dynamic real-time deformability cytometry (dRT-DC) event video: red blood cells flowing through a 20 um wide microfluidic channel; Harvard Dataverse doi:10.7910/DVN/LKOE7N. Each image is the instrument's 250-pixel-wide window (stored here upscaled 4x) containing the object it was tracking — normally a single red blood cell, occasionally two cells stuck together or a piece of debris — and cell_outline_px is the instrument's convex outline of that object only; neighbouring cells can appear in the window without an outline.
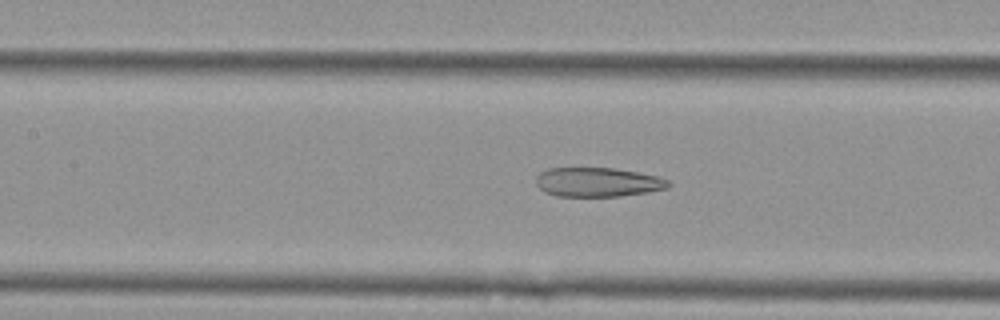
{"species": "Egyptian fruit bat (a non-hibernating species)", "species_latin": "Rousettus aegyptiacus", "temperature_condition": "cold", "stored_images_in_passage": 46, "camera_frame_rate_fps": 3000, "um_per_image_px": 0.085, "animal": {"sex": "female"}, "frame": {"image": 1, "passage_image": 15, "time_ms": 4.667, "image_size_px": [1000, 320], "cell_outline_px": [[672, 184], [668, 188], [648, 192], [620, 196], [556, 196], [544, 192], [536, 184], [536, 176], [540, 172], [548, 168], [612, 168], [660, 176], [668, 180]], "centroid_in_image_um": [50.82, 15.48], "position_along_channel_um": 156.6, "area_um2": 22.66}}
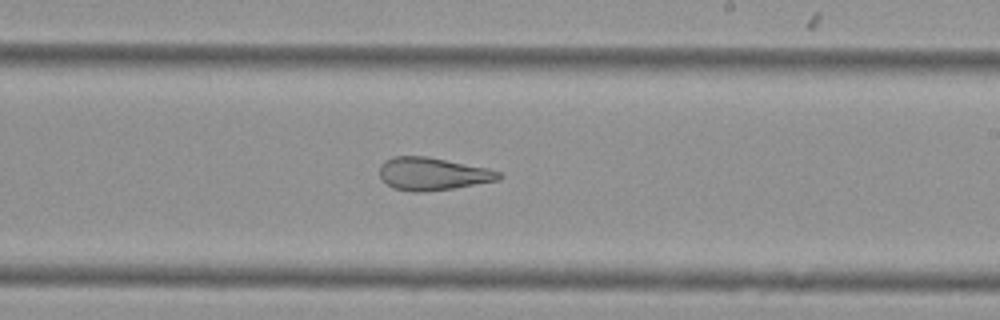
{"frame": {"image": 2, "passage_image": 23, "time_ms": 7.333, "image_size_px": [1000, 320], "cell_outline_px": [[504, 176], [500, 180], [452, 188], [416, 192], [412, 192], [392, 188], [380, 176], [380, 164], [384, 160], [392, 156], [428, 156], [488, 168], [500, 172]], "centroid_in_image_um": [36.78, 14.76], "position_along_channel_um": 252.2, "area_um2": 22.77}}
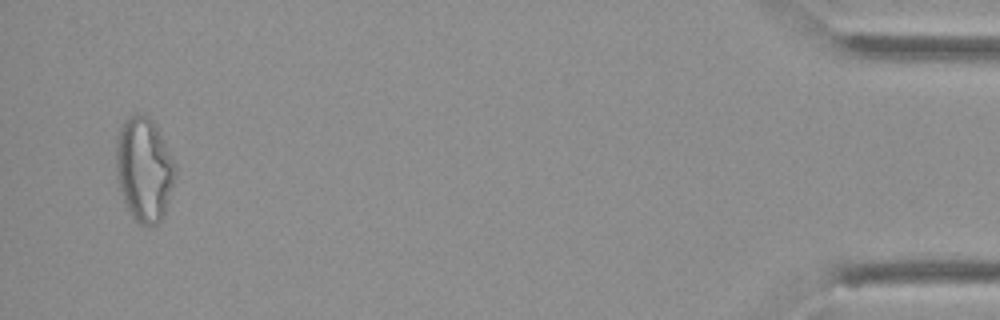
{"frame": {"image": 3, "passage_image": 44, "time_ms": 14.333, "image_size_px": [1000, 320], "cell_outline_px": [[176, 176], [164, 216], [160, 224], [148, 228], [140, 224], [132, 216], [124, 200], [116, 176], [116, 140], [120, 128], [124, 120], [128, 116], [136, 112], [140, 112], [148, 116], [152, 120], [172, 156], [176, 164]], "centroid_in_image_um": [12.26, 14.41], "position_along_channel_um": 422.9, "area_um2": 36.36}, "authors_computed_cell_mechanics": {"area_um2": 26.7903, "velocity_mm_per_s": 3.6085, "shape_relaxation_time_tau1_ms": null, "shape_relaxation_time_tau2_ms": 2.6912, "deformation_change_tau1": null, "deformation_change_tau2": 0.115}}